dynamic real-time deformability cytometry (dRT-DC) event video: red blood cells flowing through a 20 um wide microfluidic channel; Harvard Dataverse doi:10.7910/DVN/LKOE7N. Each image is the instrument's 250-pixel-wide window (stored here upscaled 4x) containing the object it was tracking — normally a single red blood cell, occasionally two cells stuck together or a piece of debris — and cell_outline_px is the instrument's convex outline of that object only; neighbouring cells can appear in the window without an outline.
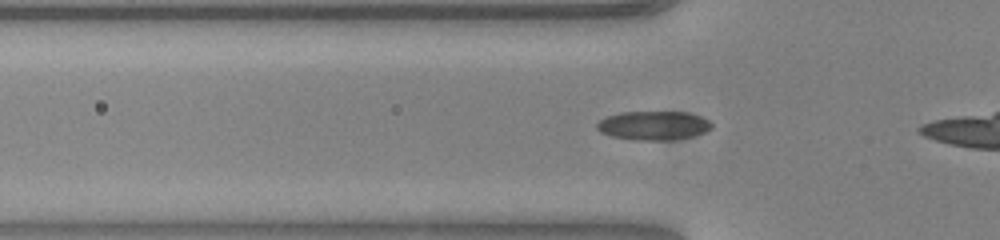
{"species": "common noctule bat (a hibernating species)", "species_latin": "Nyctalus noctula", "temperature_condition": "warm", "stored_images_in_passage": 8, "camera_frame_rate_fps": 3000, "um_per_image_px": 0.085, "animal": {"sex": "female", "body_mass_g": 23.0, "forearm_length_mm": 53.4}, "frame": {"image": 1, "passage_image": 2, "time_ms": 0.333, "image_size_px": [1000, 240], "cell_outline_px": [[712, 128], [704, 132], [692, 136], [672, 140], [636, 140], [612, 136], [600, 132], [596, 128], [596, 124], [600, 120], [608, 116], [620, 112], [684, 112], [700, 116], [708, 120], [712, 124]], "centroid_in_image_um": [55.54, 10.67], "position_along_channel_um": 70.3, "area_um2": 19.25}}
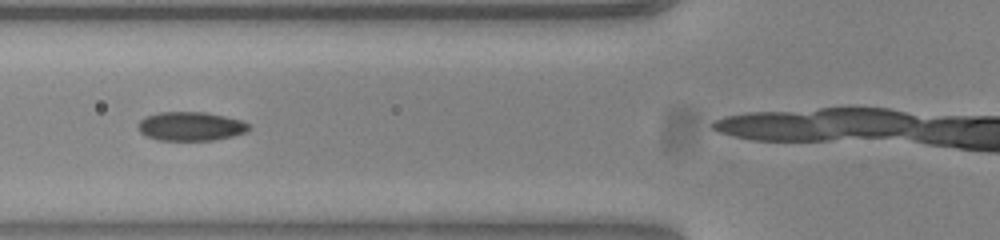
{"frame": {"image": 2, "passage_image": 5, "time_ms": 1.333, "image_size_px": [1000, 240], "cell_outline_px": [[248, 132], [232, 136], [212, 140], [156, 140], [144, 136], [140, 132], [136, 124], [140, 120], [148, 116], [160, 112], [204, 112], [224, 116], [240, 120], [248, 124]], "centroid_in_image_um": [16.16, 10.74], "position_along_channel_um": 109.6, "area_um2": 18.61}}